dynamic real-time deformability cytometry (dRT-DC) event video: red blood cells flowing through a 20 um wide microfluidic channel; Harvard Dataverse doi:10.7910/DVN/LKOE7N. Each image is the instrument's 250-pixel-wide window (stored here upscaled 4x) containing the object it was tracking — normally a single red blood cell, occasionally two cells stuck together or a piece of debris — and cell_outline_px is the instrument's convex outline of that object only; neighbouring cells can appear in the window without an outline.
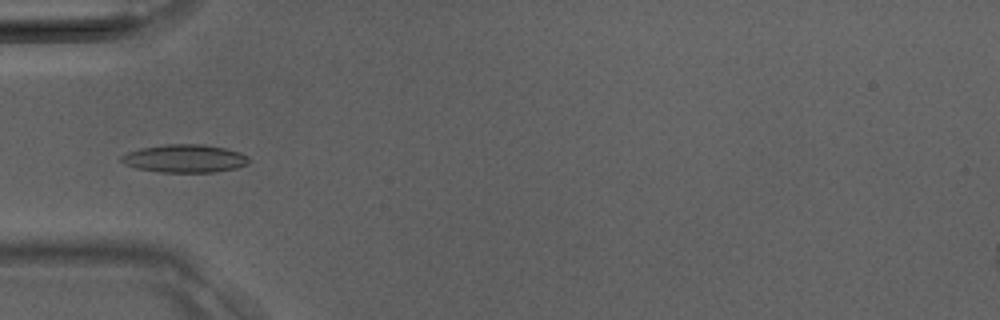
{"species": "Egyptian fruit bat (a non-hibernating species)", "species_latin": "Rousettus aegyptiacus", "temperature_condition": "room temperature", "stored_images_in_passage": 38, "camera_frame_rate_fps": 3000, "um_per_image_px": 0.085, "animal": {"sex": "male"}, "frame": {"image": 1, "passage_image": 13, "time_ms": 4.0, "image_size_px": [1000, 320], "cell_outline_px": [[252, 160], [248, 164], [236, 168], [216, 172], [160, 172], [136, 168], [124, 164], [120, 160], [120, 156], [128, 152], [140, 148], [164, 144], [204, 144], [224, 148], [240, 152], [248, 156]], "centroid_in_image_um": [15.72, 13.47], "position_along_channel_um": 69.3, "area_um2": 21.04}}
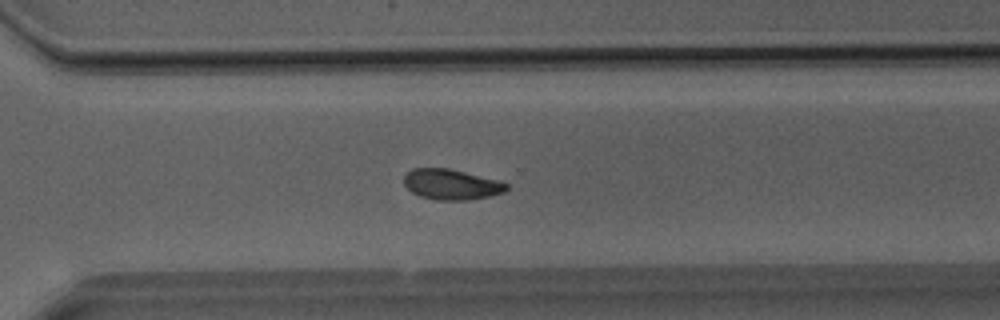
{"frame": {"image": 2, "passage_image": 28, "time_ms": 9.0, "image_size_px": [1000, 320], "cell_outline_px": [[508, 188], [504, 192], [488, 196], [468, 200], [436, 200], [420, 196], [412, 192], [404, 184], [404, 172], [412, 168], [448, 168], [500, 180], [508, 184]], "centroid_in_image_um": [38.35, 15.66], "position_along_channel_um": 332.3, "area_um2": 18.32}}
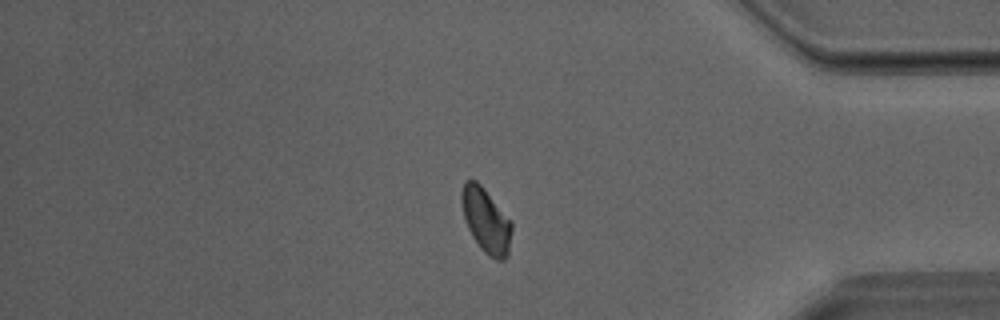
{"frame": {"image": 3, "passage_image": 33, "time_ms": 10.667, "image_size_px": [1000, 320], "cell_outline_px": [[512, 228], [508, 256], [504, 260], [496, 260], [488, 256], [480, 248], [472, 236], [468, 228], [464, 216], [460, 196], [460, 192], [464, 180], [476, 180], [484, 188], [512, 224]], "centroid_in_image_um": [41.29, 18.75], "position_along_channel_um": 393.9, "area_um2": 18.73}}